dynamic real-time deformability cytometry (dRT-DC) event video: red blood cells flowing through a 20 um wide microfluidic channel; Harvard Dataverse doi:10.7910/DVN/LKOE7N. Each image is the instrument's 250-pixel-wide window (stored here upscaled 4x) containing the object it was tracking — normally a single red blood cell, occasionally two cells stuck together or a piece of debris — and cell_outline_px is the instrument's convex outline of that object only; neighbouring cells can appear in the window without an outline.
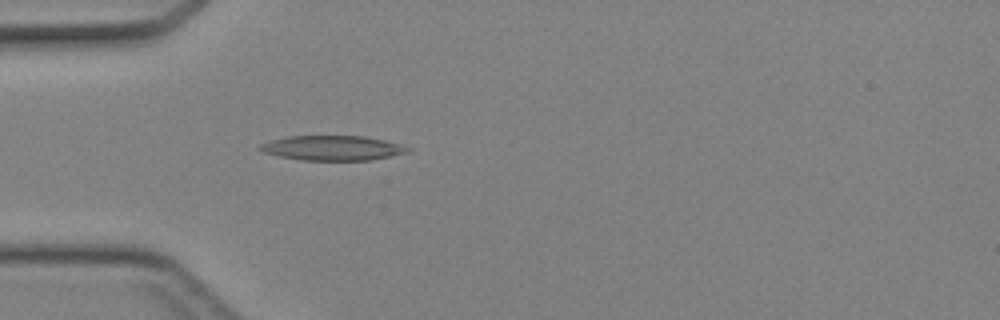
{"species": "Egyptian fruit bat (a non-hibernating species)", "species_latin": "Rousettus aegyptiacus", "temperature_condition": "cold", "stored_images_in_passage": 45, "camera_frame_rate_fps": 3000, "um_per_image_px": 0.085, "animal": {"sex": "female"}, "frame": {"image": 1, "passage_image": 14, "time_ms": 4.333, "image_size_px": [1000, 320], "cell_outline_px": [[412, 152], [372, 160], [300, 160], [280, 156], [264, 152], [256, 148], [260, 144], [272, 140], [288, 136], [364, 136], [384, 140], [412, 148]], "centroid_in_image_um": [28.3, 12.58], "position_along_channel_um": 56.7, "area_um2": 21.39}}
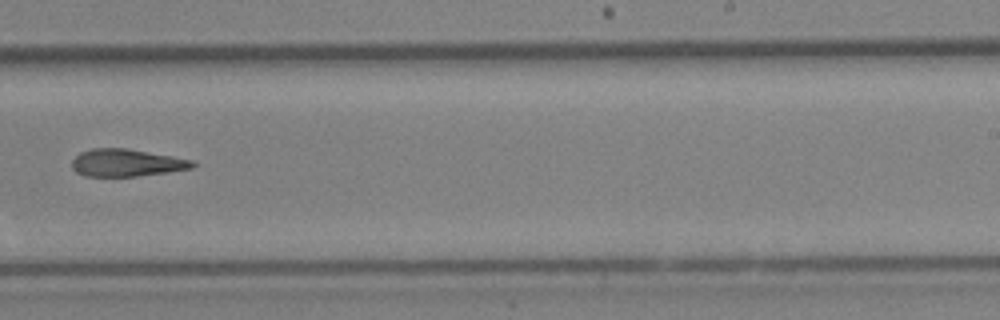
{"frame": {"image": 2, "passage_image": 29, "time_ms": 9.333, "image_size_px": [1000, 320], "cell_outline_px": [[196, 164], [192, 168], [168, 172], [136, 176], [84, 176], [76, 172], [72, 168], [72, 160], [80, 152], [92, 148], [124, 148], [172, 156], [192, 160]], "centroid_in_image_um": [10.72, 13.84], "position_along_channel_um": 278.3, "area_um2": 19.13}}
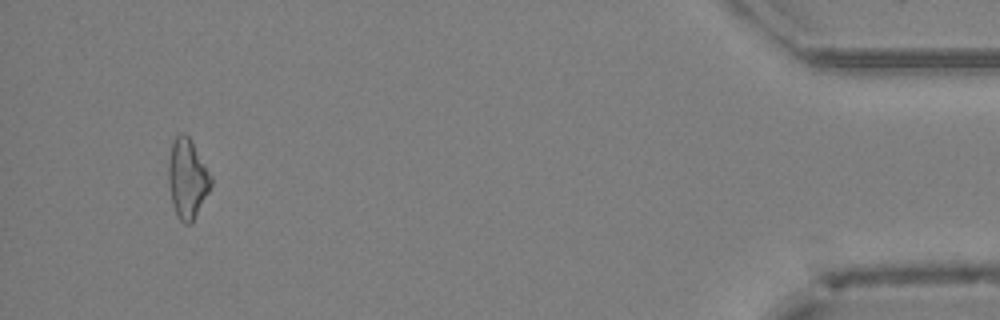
{"frame": {"image": 3, "passage_image": 43, "time_ms": 14.0, "image_size_px": [1000, 320], "cell_outline_px": [[212, 184], [192, 224], [184, 224], [176, 216], [172, 204], [168, 184], [168, 160], [172, 140], [180, 132], [184, 132], [192, 140], [212, 176]], "centroid_in_image_um": [15.91, 15.17], "position_along_channel_um": 419.3, "area_um2": 20.11}}